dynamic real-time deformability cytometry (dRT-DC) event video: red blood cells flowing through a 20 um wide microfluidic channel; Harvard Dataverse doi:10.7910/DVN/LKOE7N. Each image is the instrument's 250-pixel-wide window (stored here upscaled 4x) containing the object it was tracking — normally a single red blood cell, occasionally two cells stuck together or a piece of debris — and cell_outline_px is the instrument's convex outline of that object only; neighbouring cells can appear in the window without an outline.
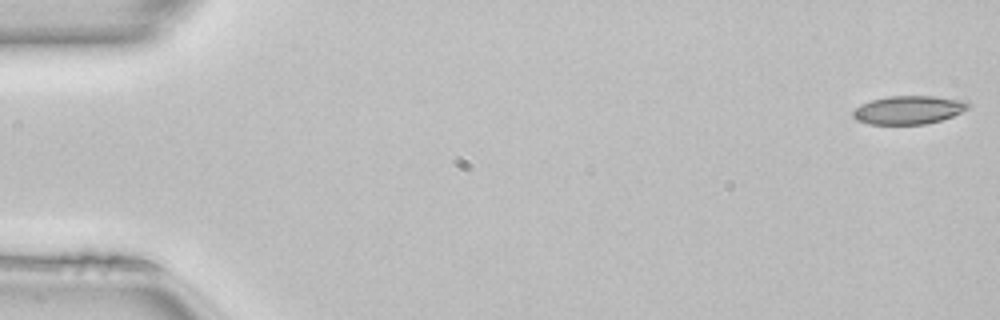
{"species": "common noctule bat (a hibernating species)", "species_latin": "Nyctalus noctula", "temperature_condition": "room temperature", "stored_images_in_passage": 50, "camera_frame_rate_fps": 3000, "um_per_image_px": 0.085, "animal": {"sex": "female", "body_mass_g": 22.7, "forearm_length_mm": 54.2}, "frame": {"image": 1, "passage_image": 1, "time_ms": 0.0, "image_size_px": [1000, 320], "cell_outline_px": [[968, 108], [952, 116], [940, 120], [924, 124], [868, 124], [856, 120], [852, 116], [852, 112], [860, 104], [872, 100], [888, 96], [932, 96], [968, 100]], "centroid_in_image_um": [77.21, 9.34], "position_along_channel_um": 7.8, "area_um2": 19.02}}
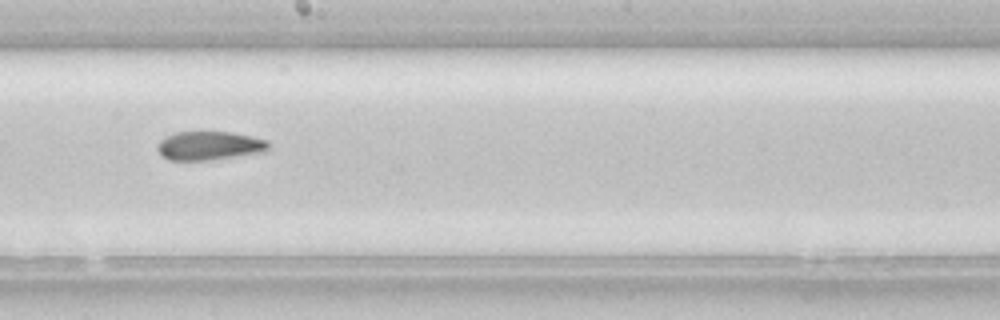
{"frame": {"image": 2, "passage_image": 28, "time_ms": 9.0, "image_size_px": [1000, 320], "cell_outline_px": [[268, 152], [212, 160], [168, 160], [160, 156], [156, 148], [160, 140], [176, 132], [232, 132], [268, 140]], "centroid_in_image_um": [17.81, 12.4], "position_along_channel_um": 230.4, "area_um2": 18.84}}
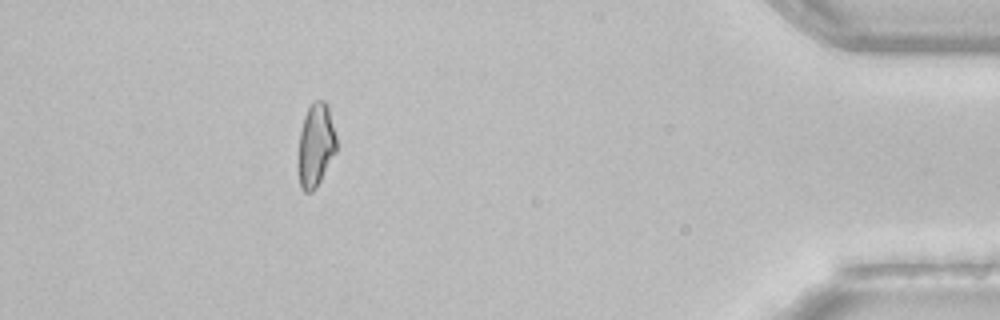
{"frame": {"image": 3, "passage_image": 45, "time_ms": 14.667, "image_size_px": [1000, 320], "cell_outline_px": [[336, 152], [316, 188], [312, 192], [304, 192], [300, 188], [296, 164], [300, 128], [304, 116], [308, 108], [316, 100], [324, 100], [328, 104], [336, 136]], "centroid_in_image_um": [26.8, 12.37], "position_along_channel_um": 408.4, "area_um2": 19.07}, "authors_computed_cell_mechanics": {"area_um2": 19.363, "velocity_mm_per_s": 4.1152, "shape_relaxation_time_tau1_ms": null, "shape_relaxation_time_tau2_ms": 4.526, "deformation_change_tau1": null, "deformation_change_tau2": 0.1204}}